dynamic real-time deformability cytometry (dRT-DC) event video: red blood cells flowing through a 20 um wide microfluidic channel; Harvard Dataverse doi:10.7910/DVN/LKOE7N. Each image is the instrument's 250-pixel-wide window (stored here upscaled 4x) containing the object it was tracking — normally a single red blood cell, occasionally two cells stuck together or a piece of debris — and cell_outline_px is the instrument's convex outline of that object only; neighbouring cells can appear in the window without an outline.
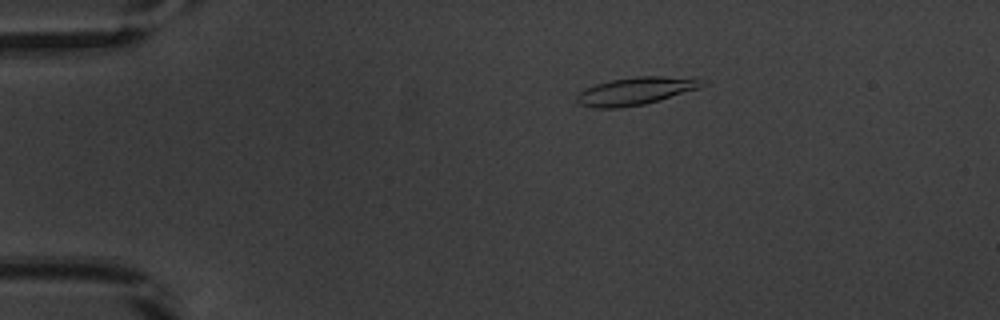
{"species": "common noctule bat (a hibernating species)", "species_latin": "Nyctalus noctula", "temperature_condition": "warm", "stored_images_in_passage": 47, "camera_frame_rate_fps": 3000, "um_per_image_px": 0.085, "animal": {"sex": "male", "body_mass_g": 20.1, "forearm_length_mm": 53.5}, "frame": {"image": 1, "passage_image": 5, "time_ms": 1.333, "image_size_px": [1000, 320], "cell_outline_px": [[708, 84], [700, 88], [660, 100], [644, 104], [616, 108], [592, 108], [576, 104], [576, 96], [584, 88], [596, 84], [612, 80], [636, 76], [664, 76], [708, 80]], "centroid_in_image_um": [54.03, 7.74], "position_along_channel_um": 31.0, "area_um2": 20.4}}
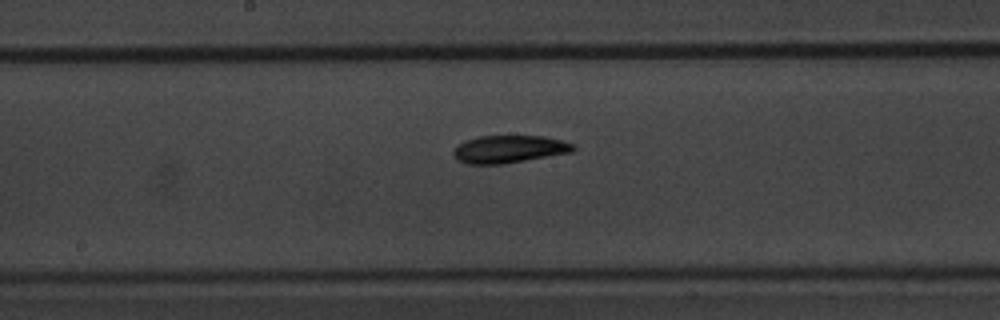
{"frame": {"image": 2, "passage_image": 23, "time_ms": 7.333, "image_size_px": [1000, 320], "cell_outline_px": [[576, 148], [572, 152], [504, 164], [468, 164], [456, 160], [452, 152], [456, 144], [464, 140], [480, 136], [544, 136], [576, 144]], "centroid_in_image_um": [43.24, 12.68], "position_along_channel_um": 205.0, "area_um2": 19.48}}
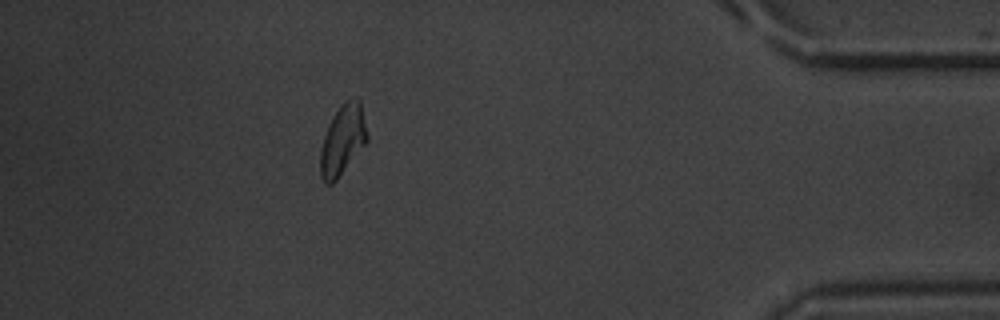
{"frame": {"image": 3, "passage_image": 42, "time_ms": 13.667, "image_size_px": [1000, 320], "cell_outline_px": [[368, 140], [336, 180], [332, 184], [324, 184], [320, 176], [320, 148], [328, 124], [340, 104], [344, 100], [356, 96], [360, 100], [368, 136]], "centroid_in_image_um": [29.11, 11.87], "position_along_channel_um": 406.1, "area_um2": 19.25}, "authors_computed_cell_mechanics": {"area_um2": 19.0162, "velocity_mm_per_s": 3.8699, "shape_relaxation_time_tau1_ms": 5.138, "shape_relaxation_time_tau2_ms": null, "deformation_change_tau1": 0.1664, "deformation_change_tau2": null}}